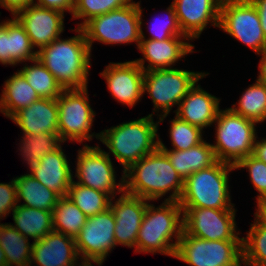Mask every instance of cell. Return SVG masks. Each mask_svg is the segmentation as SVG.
<instances>
[{
    "mask_svg": "<svg viewBox=\"0 0 266 266\" xmlns=\"http://www.w3.org/2000/svg\"><path fill=\"white\" fill-rule=\"evenodd\" d=\"M184 180L158 147L124 172V192L149 201H179ZM164 196V197H163Z\"/></svg>",
    "mask_w": 266,
    "mask_h": 266,
    "instance_id": "obj_1",
    "label": "cell"
},
{
    "mask_svg": "<svg viewBox=\"0 0 266 266\" xmlns=\"http://www.w3.org/2000/svg\"><path fill=\"white\" fill-rule=\"evenodd\" d=\"M69 30L77 35L55 39L37 52V58L63 89L85 88L91 73L92 53L82 28Z\"/></svg>",
    "mask_w": 266,
    "mask_h": 266,
    "instance_id": "obj_2",
    "label": "cell"
},
{
    "mask_svg": "<svg viewBox=\"0 0 266 266\" xmlns=\"http://www.w3.org/2000/svg\"><path fill=\"white\" fill-rule=\"evenodd\" d=\"M159 122L147 116L120 123L102 130L99 142L109 150L105 153L120 163L125 172L132 164L159 147Z\"/></svg>",
    "mask_w": 266,
    "mask_h": 266,
    "instance_id": "obj_3",
    "label": "cell"
},
{
    "mask_svg": "<svg viewBox=\"0 0 266 266\" xmlns=\"http://www.w3.org/2000/svg\"><path fill=\"white\" fill-rule=\"evenodd\" d=\"M152 203L147 204L136 238L135 254L159 253L174 258L183 231V210L176 201H163L158 206Z\"/></svg>",
    "mask_w": 266,
    "mask_h": 266,
    "instance_id": "obj_4",
    "label": "cell"
},
{
    "mask_svg": "<svg viewBox=\"0 0 266 266\" xmlns=\"http://www.w3.org/2000/svg\"><path fill=\"white\" fill-rule=\"evenodd\" d=\"M234 170L233 165L217 160L210 167L195 171L184 180L179 204L193 208H235L229 185V175Z\"/></svg>",
    "mask_w": 266,
    "mask_h": 266,
    "instance_id": "obj_5",
    "label": "cell"
},
{
    "mask_svg": "<svg viewBox=\"0 0 266 266\" xmlns=\"http://www.w3.org/2000/svg\"><path fill=\"white\" fill-rule=\"evenodd\" d=\"M209 74L205 71L194 72L177 67L145 71L143 95L148 94L152 100L153 109L150 115L153 117L156 115L160 125L174 106L178 108L181 100L196 81L202 80Z\"/></svg>",
    "mask_w": 266,
    "mask_h": 266,
    "instance_id": "obj_6",
    "label": "cell"
},
{
    "mask_svg": "<svg viewBox=\"0 0 266 266\" xmlns=\"http://www.w3.org/2000/svg\"><path fill=\"white\" fill-rule=\"evenodd\" d=\"M212 145L218 161L235 166L244 157L252 155L257 137V123L233 112L229 107L220 109Z\"/></svg>",
    "mask_w": 266,
    "mask_h": 266,
    "instance_id": "obj_7",
    "label": "cell"
},
{
    "mask_svg": "<svg viewBox=\"0 0 266 266\" xmlns=\"http://www.w3.org/2000/svg\"><path fill=\"white\" fill-rule=\"evenodd\" d=\"M86 41L92 53L94 42L104 45H134L141 40V18L139 1L112 10L89 20L83 27Z\"/></svg>",
    "mask_w": 266,
    "mask_h": 266,
    "instance_id": "obj_8",
    "label": "cell"
},
{
    "mask_svg": "<svg viewBox=\"0 0 266 266\" xmlns=\"http://www.w3.org/2000/svg\"><path fill=\"white\" fill-rule=\"evenodd\" d=\"M58 134L66 143L90 142L93 138L99 140L100 133L92 132L96 120V112L90 104L88 86L78 89H64L57 98Z\"/></svg>",
    "mask_w": 266,
    "mask_h": 266,
    "instance_id": "obj_9",
    "label": "cell"
},
{
    "mask_svg": "<svg viewBox=\"0 0 266 266\" xmlns=\"http://www.w3.org/2000/svg\"><path fill=\"white\" fill-rule=\"evenodd\" d=\"M83 145L77 150L75 165L76 183L108 194L111 198L124 193V171L117 182V172L105 150L99 145ZM117 174V175H116Z\"/></svg>",
    "mask_w": 266,
    "mask_h": 266,
    "instance_id": "obj_10",
    "label": "cell"
},
{
    "mask_svg": "<svg viewBox=\"0 0 266 266\" xmlns=\"http://www.w3.org/2000/svg\"><path fill=\"white\" fill-rule=\"evenodd\" d=\"M174 258L189 266H243L242 240H203L183 230Z\"/></svg>",
    "mask_w": 266,
    "mask_h": 266,
    "instance_id": "obj_11",
    "label": "cell"
},
{
    "mask_svg": "<svg viewBox=\"0 0 266 266\" xmlns=\"http://www.w3.org/2000/svg\"><path fill=\"white\" fill-rule=\"evenodd\" d=\"M219 29L248 46L256 55L266 47L258 11L250 0H222Z\"/></svg>",
    "mask_w": 266,
    "mask_h": 266,
    "instance_id": "obj_12",
    "label": "cell"
},
{
    "mask_svg": "<svg viewBox=\"0 0 266 266\" xmlns=\"http://www.w3.org/2000/svg\"><path fill=\"white\" fill-rule=\"evenodd\" d=\"M183 230L203 240H242L236 221V208L181 207Z\"/></svg>",
    "mask_w": 266,
    "mask_h": 266,
    "instance_id": "obj_13",
    "label": "cell"
},
{
    "mask_svg": "<svg viewBox=\"0 0 266 266\" xmlns=\"http://www.w3.org/2000/svg\"><path fill=\"white\" fill-rule=\"evenodd\" d=\"M115 224L114 213L110 207L87 217L85 225L75 237L76 250L81 261L98 266L104 264L116 247Z\"/></svg>",
    "mask_w": 266,
    "mask_h": 266,
    "instance_id": "obj_14",
    "label": "cell"
},
{
    "mask_svg": "<svg viewBox=\"0 0 266 266\" xmlns=\"http://www.w3.org/2000/svg\"><path fill=\"white\" fill-rule=\"evenodd\" d=\"M144 70L134 61L110 62L99 74L106 81L111 96L131 109L141 102Z\"/></svg>",
    "mask_w": 266,
    "mask_h": 266,
    "instance_id": "obj_15",
    "label": "cell"
},
{
    "mask_svg": "<svg viewBox=\"0 0 266 266\" xmlns=\"http://www.w3.org/2000/svg\"><path fill=\"white\" fill-rule=\"evenodd\" d=\"M65 16L66 14L36 4L28 5L14 15L37 52L62 36L65 31Z\"/></svg>",
    "mask_w": 266,
    "mask_h": 266,
    "instance_id": "obj_16",
    "label": "cell"
},
{
    "mask_svg": "<svg viewBox=\"0 0 266 266\" xmlns=\"http://www.w3.org/2000/svg\"><path fill=\"white\" fill-rule=\"evenodd\" d=\"M194 48L195 45L188 37H171L162 41L141 39L137 50L140 51L142 58L134 61L144 71L175 68L176 63L182 61V58L197 52Z\"/></svg>",
    "mask_w": 266,
    "mask_h": 266,
    "instance_id": "obj_17",
    "label": "cell"
},
{
    "mask_svg": "<svg viewBox=\"0 0 266 266\" xmlns=\"http://www.w3.org/2000/svg\"><path fill=\"white\" fill-rule=\"evenodd\" d=\"M151 202L141 197L122 193L111 198L110 208L115 217V241L116 246L134 249L138 231L140 229L147 204Z\"/></svg>",
    "mask_w": 266,
    "mask_h": 266,
    "instance_id": "obj_18",
    "label": "cell"
},
{
    "mask_svg": "<svg viewBox=\"0 0 266 266\" xmlns=\"http://www.w3.org/2000/svg\"><path fill=\"white\" fill-rule=\"evenodd\" d=\"M222 0H173L178 24L192 42L210 25L219 28Z\"/></svg>",
    "mask_w": 266,
    "mask_h": 266,
    "instance_id": "obj_19",
    "label": "cell"
},
{
    "mask_svg": "<svg viewBox=\"0 0 266 266\" xmlns=\"http://www.w3.org/2000/svg\"><path fill=\"white\" fill-rule=\"evenodd\" d=\"M80 261L75 238L53 230L33 241L29 266H74Z\"/></svg>",
    "mask_w": 266,
    "mask_h": 266,
    "instance_id": "obj_20",
    "label": "cell"
},
{
    "mask_svg": "<svg viewBox=\"0 0 266 266\" xmlns=\"http://www.w3.org/2000/svg\"><path fill=\"white\" fill-rule=\"evenodd\" d=\"M198 82L199 80L189 89L173 113L179 119L204 131L215 123L221 98L204 90Z\"/></svg>",
    "mask_w": 266,
    "mask_h": 266,
    "instance_id": "obj_21",
    "label": "cell"
},
{
    "mask_svg": "<svg viewBox=\"0 0 266 266\" xmlns=\"http://www.w3.org/2000/svg\"><path fill=\"white\" fill-rule=\"evenodd\" d=\"M69 161L62 144L57 150L44 155L28 172L60 197L67 196L74 172Z\"/></svg>",
    "mask_w": 266,
    "mask_h": 266,
    "instance_id": "obj_22",
    "label": "cell"
},
{
    "mask_svg": "<svg viewBox=\"0 0 266 266\" xmlns=\"http://www.w3.org/2000/svg\"><path fill=\"white\" fill-rule=\"evenodd\" d=\"M25 135L58 134L57 99L40 98L16 112L11 118Z\"/></svg>",
    "mask_w": 266,
    "mask_h": 266,
    "instance_id": "obj_23",
    "label": "cell"
},
{
    "mask_svg": "<svg viewBox=\"0 0 266 266\" xmlns=\"http://www.w3.org/2000/svg\"><path fill=\"white\" fill-rule=\"evenodd\" d=\"M2 85L0 94V113L10 119L19 110L40 99L37 92L17 70Z\"/></svg>",
    "mask_w": 266,
    "mask_h": 266,
    "instance_id": "obj_24",
    "label": "cell"
},
{
    "mask_svg": "<svg viewBox=\"0 0 266 266\" xmlns=\"http://www.w3.org/2000/svg\"><path fill=\"white\" fill-rule=\"evenodd\" d=\"M162 151L183 180L195 171L208 168L217 161L212 145L206 140L188 150Z\"/></svg>",
    "mask_w": 266,
    "mask_h": 266,
    "instance_id": "obj_25",
    "label": "cell"
},
{
    "mask_svg": "<svg viewBox=\"0 0 266 266\" xmlns=\"http://www.w3.org/2000/svg\"><path fill=\"white\" fill-rule=\"evenodd\" d=\"M13 224L10 223L23 236L33 241L44 238L54 230L53 214L50 211L29 208L17 204L12 211Z\"/></svg>",
    "mask_w": 266,
    "mask_h": 266,
    "instance_id": "obj_26",
    "label": "cell"
},
{
    "mask_svg": "<svg viewBox=\"0 0 266 266\" xmlns=\"http://www.w3.org/2000/svg\"><path fill=\"white\" fill-rule=\"evenodd\" d=\"M14 181L16 184L18 204L29 208L53 212L60 198L56 192L42 185L29 173L14 177Z\"/></svg>",
    "mask_w": 266,
    "mask_h": 266,
    "instance_id": "obj_27",
    "label": "cell"
},
{
    "mask_svg": "<svg viewBox=\"0 0 266 266\" xmlns=\"http://www.w3.org/2000/svg\"><path fill=\"white\" fill-rule=\"evenodd\" d=\"M32 243L10 223H0V247L4 251L7 266H29Z\"/></svg>",
    "mask_w": 266,
    "mask_h": 266,
    "instance_id": "obj_28",
    "label": "cell"
},
{
    "mask_svg": "<svg viewBox=\"0 0 266 266\" xmlns=\"http://www.w3.org/2000/svg\"><path fill=\"white\" fill-rule=\"evenodd\" d=\"M241 94L239 100L229 108L258 125L264 123L266 121V84L256 79Z\"/></svg>",
    "mask_w": 266,
    "mask_h": 266,
    "instance_id": "obj_29",
    "label": "cell"
},
{
    "mask_svg": "<svg viewBox=\"0 0 266 266\" xmlns=\"http://www.w3.org/2000/svg\"><path fill=\"white\" fill-rule=\"evenodd\" d=\"M62 143L64 144L59 134L55 133H42L38 135L22 134L18 143L20 145V148H18L20 153L18 155L22 157L23 163H26L25 165H27L26 167L29 170L44 155L57 150Z\"/></svg>",
    "mask_w": 266,
    "mask_h": 266,
    "instance_id": "obj_30",
    "label": "cell"
},
{
    "mask_svg": "<svg viewBox=\"0 0 266 266\" xmlns=\"http://www.w3.org/2000/svg\"><path fill=\"white\" fill-rule=\"evenodd\" d=\"M23 63L18 71L37 92L40 98L57 99L63 92L62 86L54 75L40 62L38 58Z\"/></svg>",
    "mask_w": 266,
    "mask_h": 266,
    "instance_id": "obj_31",
    "label": "cell"
},
{
    "mask_svg": "<svg viewBox=\"0 0 266 266\" xmlns=\"http://www.w3.org/2000/svg\"><path fill=\"white\" fill-rule=\"evenodd\" d=\"M54 231L75 238L85 225L87 216L68 197H60L53 209Z\"/></svg>",
    "mask_w": 266,
    "mask_h": 266,
    "instance_id": "obj_32",
    "label": "cell"
},
{
    "mask_svg": "<svg viewBox=\"0 0 266 266\" xmlns=\"http://www.w3.org/2000/svg\"><path fill=\"white\" fill-rule=\"evenodd\" d=\"M87 216H94L110 207L111 197L96 189L81 185L73 179L67 195Z\"/></svg>",
    "mask_w": 266,
    "mask_h": 266,
    "instance_id": "obj_33",
    "label": "cell"
},
{
    "mask_svg": "<svg viewBox=\"0 0 266 266\" xmlns=\"http://www.w3.org/2000/svg\"><path fill=\"white\" fill-rule=\"evenodd\" d=\"M140 4V18H141V39H152V40H166L170 39L171 37H187L184 35L180 29L178 24L177 16L175 13L174 6L172 3L166 7L164 10V14L166 16H158L152 17L151 21L148 22L147 27L145 29H149V36L146 37L145 32L143 31V26L146 24L144 23L143 18V7L141 6V0L139 1ZM161 17V18H160ZM143 25V26H142Z\"/></svg>",
    "mask_w": 266,
    "mask_h": 266,
    "instance_id": "obj_34",
    "label": "cell"
},
{
    "mask_svg": "<svg viewBox=\"0 0 266 266\" xmlns=\"http://www.w3.org/2000/svg\"><path fill=\"white\" fill-rule=\"evenodd\" d=\"M169 123L168 131L172 147L168 149L159 135V148L161 150H188L205 140L203 137L205 131L179 119L177 116L169 120Z\"/></svg>",
    "mask_w": 266,
    "mask_h": 266,
    "instance_id": "obj_35",
    "label": "cell"
},
{
    "mask_svg": "<svg viewBox=\"0 0 266 266\" xmlns=\"http://www.w3.org/2000/svg\"><path fill=\"white\" fill-rule=\"evenodd\" d=\"M242 237L243 266H266V229L255 220Z\"/></svg>",
    "mask_w": 266,
    "mask_h": 266,
    "instance_id": "obj_36",
    "label": "cell"
},
{
    "mask_svg": "<svg viewBox=\"0 0 266 266\" xmlns=\"http://www.w3.org/2000/svg\"><path fill=\"white\" fill-rule=\"evenodd\" d=\"M10 18V52L9 65L16 66L37 58V51L33 47L24 27L14 17Z\"/></svg>",
    "mask_w": 266,
    "mask_h": 266,
    "instance_id": "obj_37",
    "label": "cell"
},
{
    "mask_svg": "<svg viewBox=\"0 0 266 266\" xmlns=\"http://www.w3.org/2000/svg\"><path fill=\"white\" fill-rule=\"evenodd\" d=\"M134 0H75L71 20H81L76 27L82 28L89 20L130 5Z\"/></svg>",
    "mask_w": 266,
    "mask_h": 266,
    "instance_id": "obj_38",
    "label": "cell"
},
{
    "mask_svg": "<svg viewBox=\"0 0 266 266\" xmlns=\"http://www.w3.org/2000/svg\"><path fill=\"white\" fill-rule=\"evenodd\" d=\"M234 168L237 171H248L250 182L258 194L256 201L266 198V163L249 155L240 160Z\"/></svg>",
    "mask_w": 266,
    "mask_h": 266,
    "instance_id": "obj_39",
    "label": "cell"
},
{
    "mask_svg": "<svg viewBox=\"0 0 266 266\" xmlns=\"http://www.w3.org/2000/svg\"><path fill=\"white\" fill-rule=\"evenodd\" d=\"M17 202L16 184L14 178L10 182L0 183V222L14 210Z\"/></svg>",
    "mask_w": 266,
    "mask_h": 266,
    "instance_id": "obj_40",
    "label": "cell"
},
{
    "mask_svg": "<svg viewBox=\"0 0 266 266\" xmlns=\"http://www.w3.org/2000/svg\"><path fill=\"white\" fill-rule=\"evenodd\" d=\"M10 18L0 22V64L9 66Z\"/></svg>",
    "mask_w": 266,
    "mask_h": 266,
    "instance_id": "obj_41",
    "label": "cell"
},
{
    "mask_svg": "<svg viewBox=\"0 0 266 266\" xmlns=\"http://www.w3.org/2000/svg\"><path fill=\"white\" fill-rule=\"evenodd\" d=\"M34 4L63 14H73L75 0H34ZM66 12V13H65Z\"/></svg>",
    "mask_w": 266,
    "mask_h": 266,
    "instance_id": "obj_42",
    "label": "cell"
},
{
    "mask_svg": "<svg viewBox=\"0 0 266 266\" xmlns=\"http://www.w3.org/2000/svg\"><path fill=\"white\" fill-rule=\"evenodd\" d=\"M34 4V0H0V6L14 16L19 10Z\"/></svg>",
    "mask_w": 266,
    "mask_h": 266,
    "instance_id": "obj_43",
    "label": "cell"
},
{
    "mask_svg": "<svg viewBox=\"0 0 266 266\" xmlns=\"http://www.w3.org/2000/svg\"><path fill=\"white\" fill-rule=\"evenodd\" d=\"M256 210L254 213V220L266 229V198L255 201Z\"/></svg>",
    "mask_w": 266,
    "mask_h": 266,
    "instance_id": "obj_44",
    "label": "cell"
},
{
    "mask_svg": "<svg viewBox=\"0 0 266 266\" xmlns=\"http://www.w3.org/2000/svg\"><path fill=\"white\" fill-rule=\"evenodd\" d=\"M257 139H259L258 135L254 143L252 155L257 159L266 163V136L263 138L260 137V140Z\"/></svg>",
    "mask_w": 266,
    "mask_h": 266,
    "instance_id": "obj_45",
    "label": "cell"
},
{
    "mask_svg": "<svg viewBox=\"0 0 266 266\" xmlns=\"http://www.w3.org/2000/svg\"><path fill=\"white\" fill-rule=\"evenodd\" d=\"M250 1L258 11L261 27L266 37V0H250Z\"/></svg>",
    "mask_w": 266,
    "mask_h": 266,
    "instance_id": "obj_46",
    "label": "cell"
},
{
    "mask_svg": "<svg viewBox=\"0 0 266 266\" xmlns=\"http://www.w3.org/2000/svg\"><path fill=\"white\" fill-rule=\"evenodd\" d=\"M257 56H261L259 63H258V76H257V80L260 83L266 84V47L263 49V51L258 54Z\"/></svg>",
    "mask_w": 266,
    "mask_h": 266,
    "instance_id": "obj_47",
    "label": "cell"
},
{
    "mask_svg": "<svg viewBox=\"0 0 266 266\" xmlns=\"http://www.w3.org/2000/svg\"><path fill=\"white\" fill-rule=\"evenodd\" d=\"M0 266H7L6 258L4 255V251L0 247Z\"/></svg>",
    "mask_w": 266,
    "mask_h": 266,
    "instance_id": "obj_48",
    "label": "cell"
},
{
    "mask_svg": "<svg viewBox=\"0 0 266 266\" xmlns=\"http://www.w3.org/2000/svg\"><path fill=\"white\" fill-rule=\"evenodd\" d=\"M74 266H95V265H91V264L86 263L84 261H80L77 265H74Z\"/></svg>",
    "mask_w": 266,
    "mask_h": 266,
    "instance_id": "obj_49",
    "label": "cell"
}]
</instances>
